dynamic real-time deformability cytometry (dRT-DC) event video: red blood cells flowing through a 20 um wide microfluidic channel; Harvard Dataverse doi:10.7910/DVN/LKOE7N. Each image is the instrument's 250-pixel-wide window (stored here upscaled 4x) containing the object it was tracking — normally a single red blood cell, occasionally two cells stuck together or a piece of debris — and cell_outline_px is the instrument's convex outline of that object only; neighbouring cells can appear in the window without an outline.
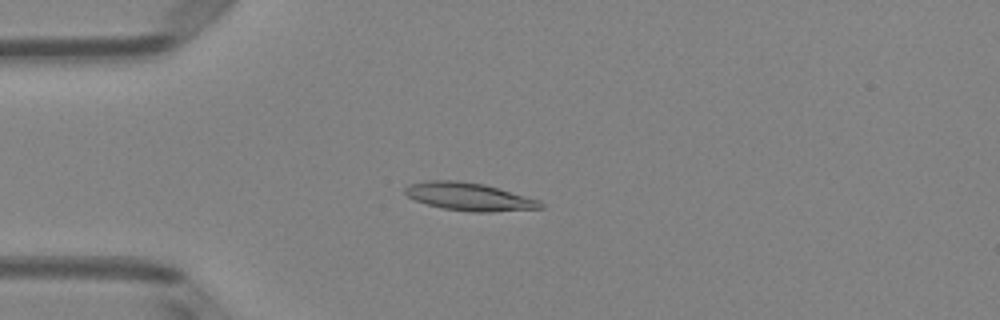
{"species": "Egyptian fruit bat (a non-hibernating species)", "species_latin": "Rousettus aegyptiacus", "temperature_condition": "room temperature", "stored_images_in_passage": 40, "camera_frame_rate_fps": 3000, "um_per_image_px": 0.085, "animal": {"sex": "female"}, "frame": {"image": 1, "passage_image": 3, "time_ms": 0.667, "image_size_px": [1000, 320], "cell_outline_px": [[544, 208], [488, 212], [472, 212], [444, 208], [428, 204], [416, 200], [408, 196], [404, 192], [404, 188], [408, 184], [424, 180], [456, 180], [484, 184], [540, 200], [544, 204]], "centroid_in_image_um": [39.87, 16.71], "position_along_channel_um": 45.1, "area_um2": 21.96}}
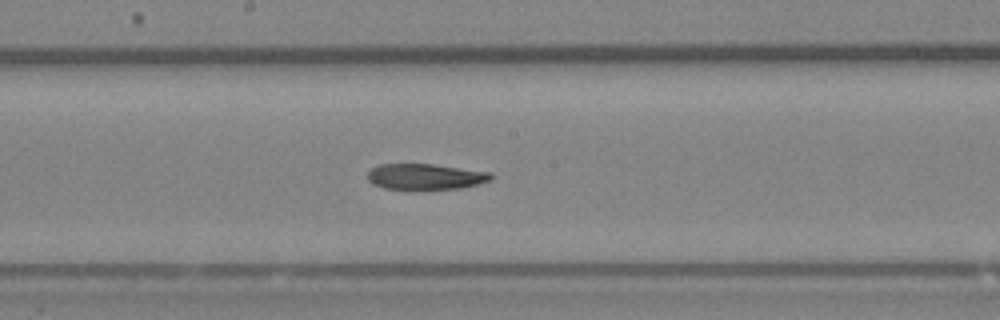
{"frame": {"image": 2, "passage_image": 17, "time_ms": 5.333, "image_size_px": [1000, 320], "cell_outline_px": [[496, 176], [492, 180], [460, 188], [416, 192], [412, 192], [384, 188], [372, 184], [368, 180], [368, 172], [372, 168], [380, 164], [432, 164], [492, 172]], "centroid_in_image_um": [36.16, 15.06], "position_along_channel_um": 212.0, "area_um2": 19.48}}
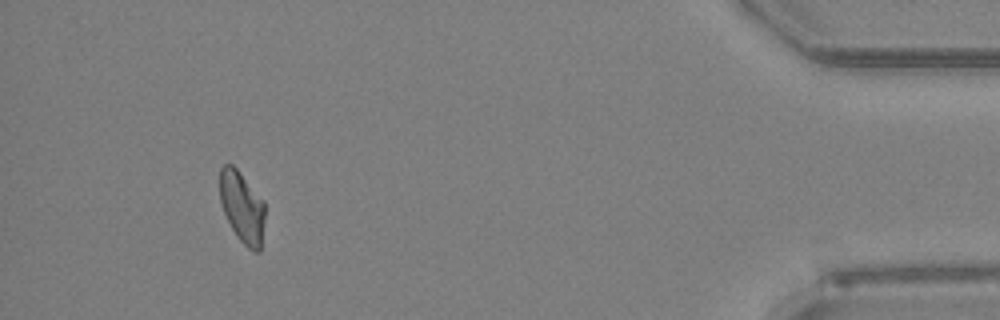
{"frame": {"image": 3, "passage_image": 37, "time_ms": 12.0, "image_size_px": [1000, 320], "cell_outline_px": [[264, 220], [260, 252], [252, 252], [236, 236], [224, 212], [220, 200], [220, 168], [224, 164], [232, 164], [240, 172], [264, 200]], "centroid_in_image_um": [20.59, 17.6], "position_along_channel_um": 414.6, "area_um2": 18.73}}